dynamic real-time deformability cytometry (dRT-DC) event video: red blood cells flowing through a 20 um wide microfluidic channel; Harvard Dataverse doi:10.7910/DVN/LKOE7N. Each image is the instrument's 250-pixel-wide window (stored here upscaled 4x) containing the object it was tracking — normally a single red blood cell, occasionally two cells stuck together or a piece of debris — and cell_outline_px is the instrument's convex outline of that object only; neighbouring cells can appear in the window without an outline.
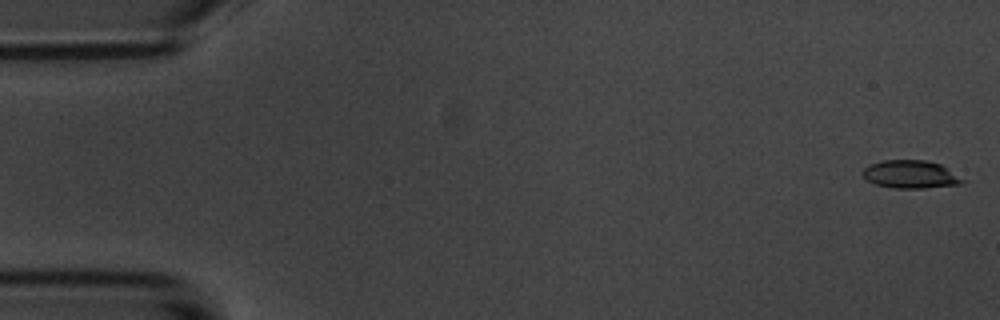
{"species": "common noctule bat (a hibernating species)", "species_latin": "Nyctalus noctula", "temperature_condition": "room temperature", "stored_images_in_passage": 52, "camera_frame_rate_fps": 3000, "um_per_image_px": 0.085, "animal": {"sex": "male", "body_mass_g": 20.1, "forearm_length_mm": 53.5}, "frame": {"image": 1, "passage_image": 1, "time_ms": 0.0, "image_size_px": [1000, 320], "cell_outline_px": [[968, 180], [964, 184], [924, 188], [892, 188], [876, 184], [868, 180], [860, 172], [868, 164], [884, 160], [928, 160], [940, 164]], "centroid_in_image_um": [77.44, 14.82], "position_along_channel_um": 7.6, "area_um2": 16.53}}
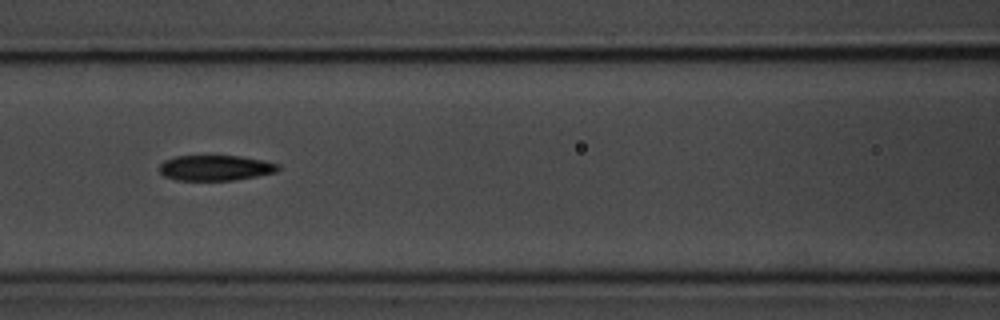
{"frame": {"image": 2, "passage_image": 24, "time_ms": 7.667, "image_size_px": [1000, 320], "cell_outline_px": [[280, 168], [276, 172], [256, 176], [232, 180], [176, 180], [164, 176], [160, 172], [160, 164], [164, 160], [176, 156], [240, 156], [264, 160], [280, 164]], "centroid_in_image_um": [18.32, 14.26], "position_along_channel_um": 148.3, "area_um2": 17.57}}
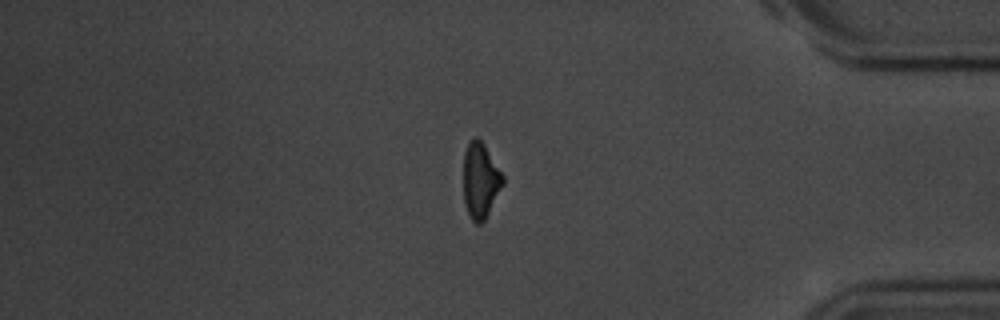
{"frame": {"image": 3, "passage_image": 47, "time_ms": 15.333, "image_size_px": [1000, 320], "cell_outline_px": [[504, 184], [484, 220], [480, 224], [476, 224], [472, 220], [468, 212], [464, 200], [464, 152], [472, 136], [476, 136], [484, 144], [504, 176]], "centroid_in_image_um": [40.84, 15.31], "position_along_channel_um": 394.4, "area_um2": 17.22}, "authors_computed_cell_mechanics": {"area_um2": 17.918, "velocity_mm_per_s": 3.592, "shape_relaxation_time_tau1_ms": 4.1639, "shape_relaxation_time_tau2_ms": 5.9817, "deformation_change_tau1": 0.149, "deformation_change_tau2": 0.1255}}